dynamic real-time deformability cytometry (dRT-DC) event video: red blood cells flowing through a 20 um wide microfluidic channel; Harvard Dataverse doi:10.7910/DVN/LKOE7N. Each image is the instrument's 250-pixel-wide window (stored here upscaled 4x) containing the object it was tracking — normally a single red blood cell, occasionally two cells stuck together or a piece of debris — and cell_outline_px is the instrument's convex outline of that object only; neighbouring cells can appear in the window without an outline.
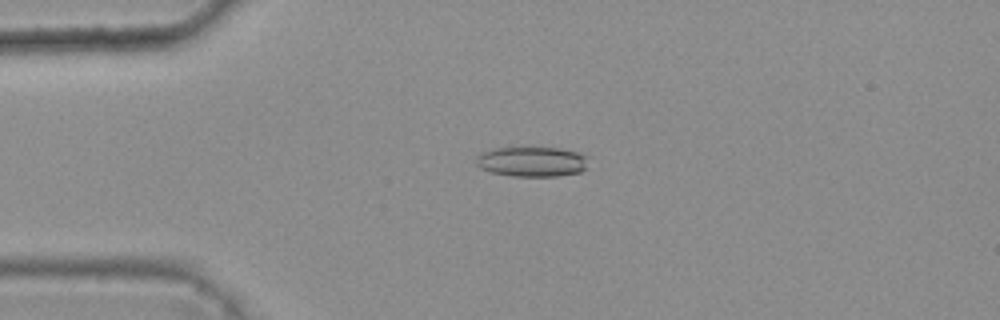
{"species": "common noctule bat (a hibernating species)", "species_latin": "Nyctalus noctula", "temperature_condition": "warm", "stored_images_in_passage": 47, "camera_frame_rate_fps": 3000, "um_per_image_px": 0.085, "animal": {"sex": "female", "body_mass_g": 25.1}, "frame": {"image": 1, "passage_image": 13, "time_ms": 4.0, "image_size_px": [1000, 320], "cell_outline_px": [[592, 156], [584, 168], [580, 172], [556, 176], [512, 176], [492, 172], [480, 168], [476, 164], [476, 156], [480, 152], [496, 148], [560, 148]], "centroid_in_image_um": [45.23, 13.73], "position_along_channel_um": 39.8, "area_um2": 19.71}}
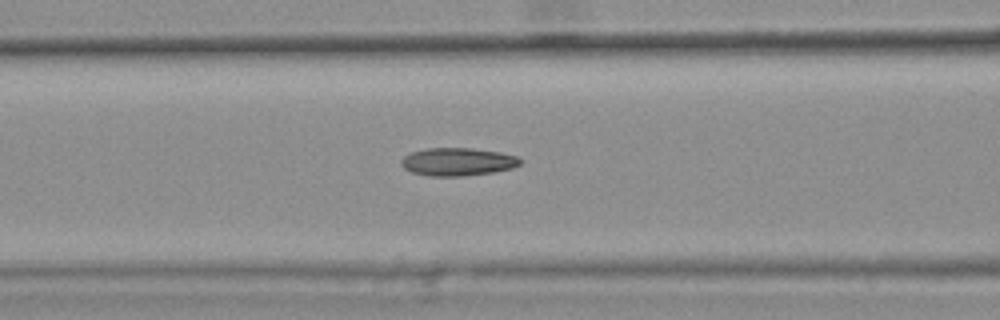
{"frame": {"image": 2, "passage_image": 22, "time_ms": 7.0, "image_size_px": [1000, 320], "cell_outline_px": [[520, 164], [512, 168], [492, 172], [464, 176], [428, 176], [412, 172], [404, 168], [400, 164], [400, 160], [404, 156], [412, 152], [428, 148], [472, 148], [500, 152], [516, 156], [520, 160]], "centroid_in_image_um": [38.87, 13.75], "position_along_channel_um": 127.7, "area_um2": 19.31}}
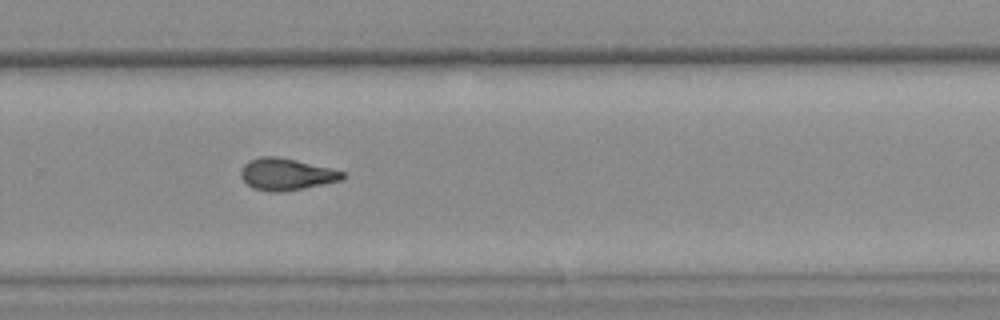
{"frame": {"image": 3, "passage_image": 36, "time_ms": 11.667, "image_size_px": [1000, 320], "cell_outline_px": [[348, 176], [344, 180], [304, 188], [280, 192], [272, 192], [256, 188], [248, 184], [240, 176], [240, 168], [248, 160], [260, 156], [280, 156], [332, 168], [344, 172]], "centroid_in_image_um": [24.38, 14.79], "position_along_channel_um": 305.4, "area_um2": 19.13}, "authors_computed_cell_mechanics": {"area_um2": 19.074, "velocity_mm_per_s": 3.8197, "shape_relaxation_time_tau1_ms": null, "shape_relaxation_time_tau2_ms": 2.5808, "deformation_change_tau1": null, "deformation_change_tau2": 0.1111}}